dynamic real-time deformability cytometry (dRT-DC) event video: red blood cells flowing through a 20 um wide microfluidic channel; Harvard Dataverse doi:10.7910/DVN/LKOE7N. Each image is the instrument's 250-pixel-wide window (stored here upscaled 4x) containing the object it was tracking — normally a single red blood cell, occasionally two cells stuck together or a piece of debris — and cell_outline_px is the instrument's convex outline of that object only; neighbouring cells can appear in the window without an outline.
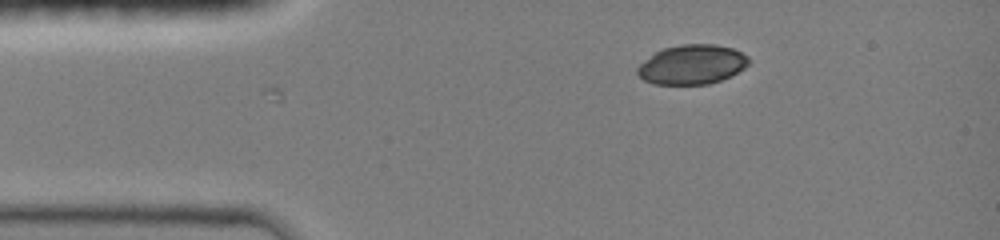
{"species": "common noctule bat (a hibernating species)", "species_latin": "Nyctalus noctula", "temperature_condition": "room temperature", "stored_images_in_passage": 4, "camera_frame_rate_fps": 3000, "um_per_image_px": 0.085, "animal": {"sex": "female", "body_mass_g": 19.0, "forearm_length_mm": 51.5}, "frame": {"image": 1, "passage_image": 4, "time_ms": 2.0, "image_size_px": [1000, 240], "cell_outline_px": [[748, 64], [744, 68], [720, 80], [708, 84], [652, 84], [644, 80], [636, 72], [636, 68], [640, 64], [656, 52], [664, 48], [680, 44], [716, 44], [732, 48], [748, 56]], "centroid_in_image_um": [58.8, 5.48], "position_along_channel_um": 26.2, "area_um2": 25.37}}